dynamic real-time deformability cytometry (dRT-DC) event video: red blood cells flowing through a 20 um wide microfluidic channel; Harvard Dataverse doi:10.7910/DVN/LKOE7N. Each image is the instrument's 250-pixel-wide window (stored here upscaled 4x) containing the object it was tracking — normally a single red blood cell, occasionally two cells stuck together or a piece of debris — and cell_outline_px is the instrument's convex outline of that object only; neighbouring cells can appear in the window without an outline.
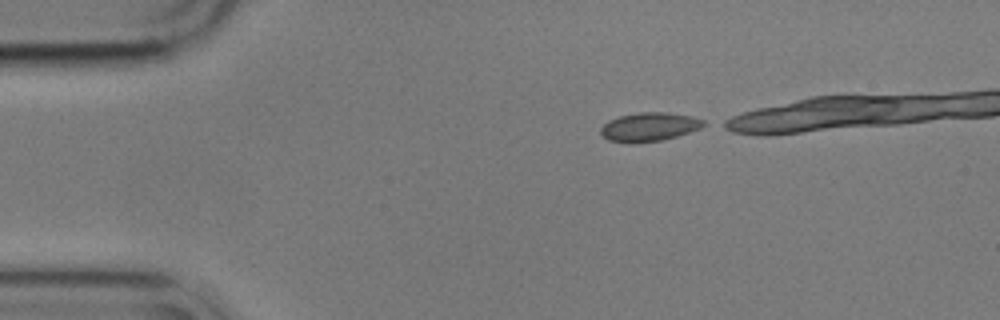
{"species": "common noctule bat (a hibernating species)", "species_latin": "Nyctalus noctula", "temperature_condition": "cold", "stored_images_in_passage": 15, "camera_frame_rate_fps": 3000, "um_per_image_px": 0.085, "animal": {"sex": "male", "body_mass_g": 17.9}, "frame": {"image": 1, "passage_image": 1, "time_ms": 0.0, "image_size_px": [1000, 320], "cell_outline_px": [[708, 124], [700, 128], [676, 136], [660, 140], [632, 144], [628, 144], [608, 140], [600, 132], [600, 128], [608, 120], [620, 116], [640, 112], [668, 112], [692, 116], [704, 120]], "centroid_in_image_um": [55.18, 10.78], "position_along_channel_um": 29.8, "area_um2": 17.34}}
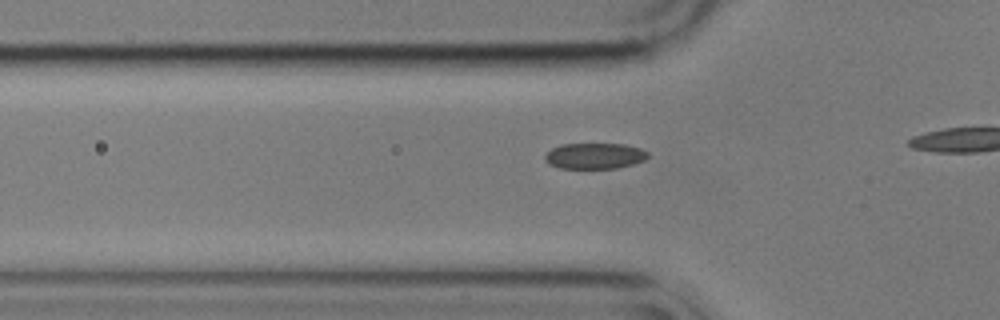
{"frame": {"image": 2, "passage_image": 9, "time_ms": 2.667, "image_size_px": [1000, 320], "cell_outline_px": [[648, 156], [644, 160], [632, 164], [616, 168], [560, 168], [548, 164], [544, 160], [544, 156], [552, 148], [560, 144], [624, 144], [640, 148], [648, 152]], "centroid_in_image_um": [50.52, 13.25], "position_along_channel_um": 75.3, "area_um2": 15.49}}
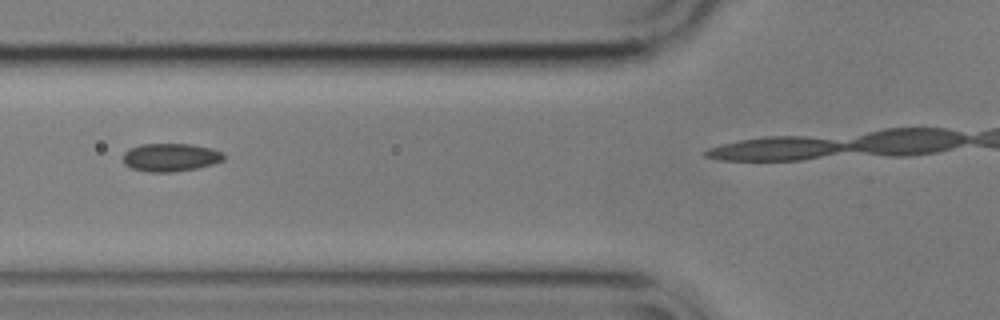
{"frame": {"image": 3, "passage_image": 12, "time_ms": 3.667, "image_size_px": [1000, 320], "cell_outline_px": [[224, 160], [212, 164], [196, 168], [172, 172], [148, 172], [132, 168], [124, 164], [124, 152], [140, 144], [192, 144], [212, 148], [224, 152]], "centroid_in_image_um": [14.52, 13.37], "position_along_channel_um": 111.3, "area_um2": 16.47}}